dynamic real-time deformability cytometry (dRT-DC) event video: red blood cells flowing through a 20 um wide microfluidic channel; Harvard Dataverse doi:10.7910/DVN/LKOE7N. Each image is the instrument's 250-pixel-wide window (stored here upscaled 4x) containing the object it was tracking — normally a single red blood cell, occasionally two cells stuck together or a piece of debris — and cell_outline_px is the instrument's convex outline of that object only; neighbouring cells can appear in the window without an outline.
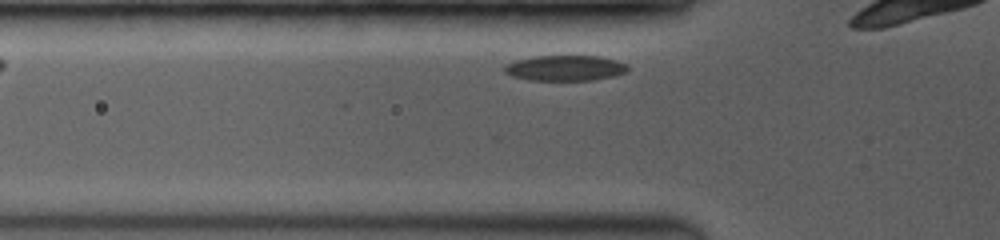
{"species": "common noctule bat (a hibernating species)", "species_latin": "Nyctalus noctula", "temperature_condition": "room temperature", "stored_images_in_passage": 3, "segment_of_instrument_passage": [2, 2], "camera_frame_rate_fps": 3500, "um_per_image_px": 0.085, "animal": {"sex": "female", "body_mass_g": 19.0, "forearm_length_mm": 53.3}, "frame": {"image": 1, "passage_image": 3, "time_ms": 1.714, "image_size_px": [1000, 240], "cell_outline_px": [[628, 72], [612, 76], [592, 80], [528, 80], [512, 76], [504, 72], [504, 64], [516, 60], [536, 56], [600, 56], [616, 60], [628, 64]], "centroid_in_image_um": [48.04, 5.78], "position_along_channel_um": 77.8, "area_um2": 18.38}}